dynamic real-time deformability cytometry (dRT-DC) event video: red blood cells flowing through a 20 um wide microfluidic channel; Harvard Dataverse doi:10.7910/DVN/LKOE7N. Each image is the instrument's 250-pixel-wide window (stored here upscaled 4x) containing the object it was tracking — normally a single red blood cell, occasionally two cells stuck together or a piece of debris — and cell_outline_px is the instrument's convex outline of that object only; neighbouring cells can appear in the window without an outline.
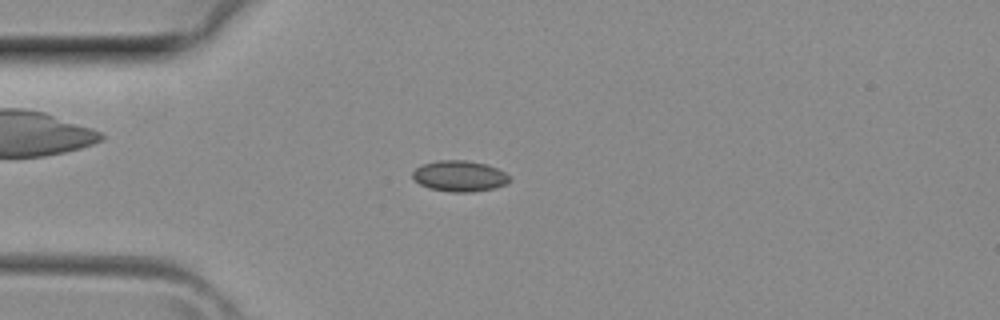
{"species": "common noctule bat (a hibernating species)", "species_latin": "Nyctalus noctula", "temperature_condition": "room temperature", "stored_images_in_passage": 39, "camera_frame_rate_fps": 3000, "um_per_image_px": 0.085, "animal": {"sex": "female", "body_mass_g": 29.2, "forearm_length_mm": 56.3}, "frame": {"image": 1, "passage_image": 10, "time_ms": 3.0, "image_size_px": [1000, 320], "cell_outline_px": [[512, 180], [504, 184], [492, 188], [472, 192], [452, 192], [428, 188], [420, 184], [412, 176], [412, 172], [416, 168], [424, 164], [440, 160], [464, 160], [484, 164], [496, 168], [512, 176]], "centroid_in_image_um": [39.07, 14.97], "position_along_channel_um": 45.9, "area_um2": 17.28}}
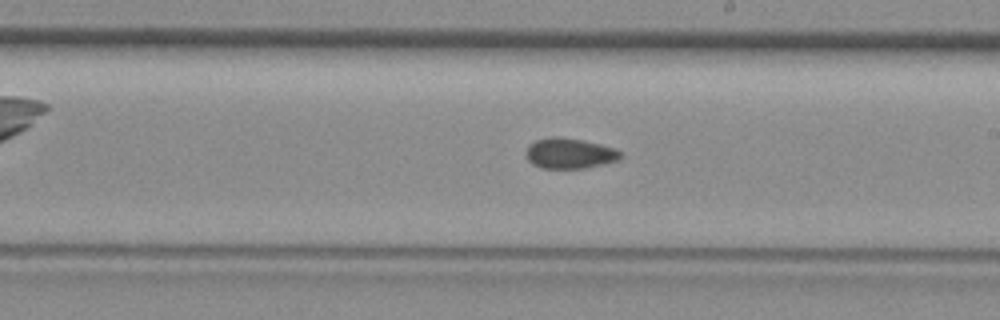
{"frame": {"image": 2, "passage_image": 22, "time_ms": 7.0, "image_size_px": [1000, 320], "cell_outline_px": [[620, 156], [616, 160], [604, 164], [584, 168], [540, 168], [532, 164], [528, 160], [528, 144], [536, 140], [548, 136], [556, 136], [584, 140], [600, 144], [612, 148], [620, 152]], "centroid_in_image_um": [48.37, 13.03], "position_along_channel_um": 240.6, "area_um2": 16.59}}
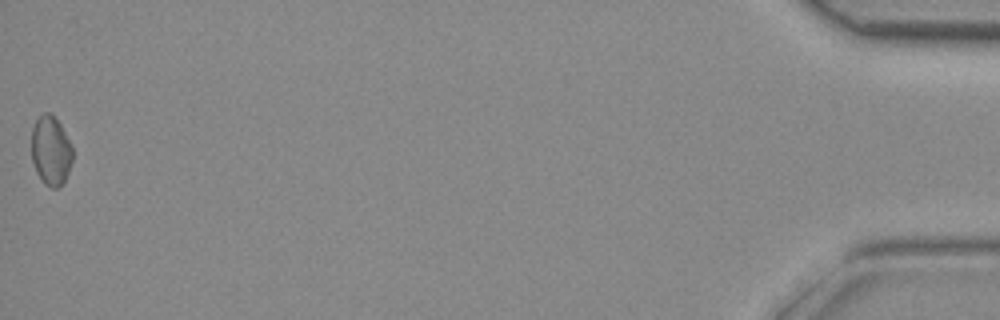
{"frame": {"image": 3, "passage_image": 39, "time_ms": 12.667, "image_size_px": [1000, 320], "cell_outline_px": [[72, 160], [68, 172], [64, 180], [56, 188], [52, 188], [44, 184], [36, 172], [32, 160], [32, 128], [36, 120], [44, 112], [48, 112], [60, 124], [72, 144]], "centroid_in_image_um": [4.32, 12.81], "position_along_channel_um": 430.9, "area_um2": 16.42}}